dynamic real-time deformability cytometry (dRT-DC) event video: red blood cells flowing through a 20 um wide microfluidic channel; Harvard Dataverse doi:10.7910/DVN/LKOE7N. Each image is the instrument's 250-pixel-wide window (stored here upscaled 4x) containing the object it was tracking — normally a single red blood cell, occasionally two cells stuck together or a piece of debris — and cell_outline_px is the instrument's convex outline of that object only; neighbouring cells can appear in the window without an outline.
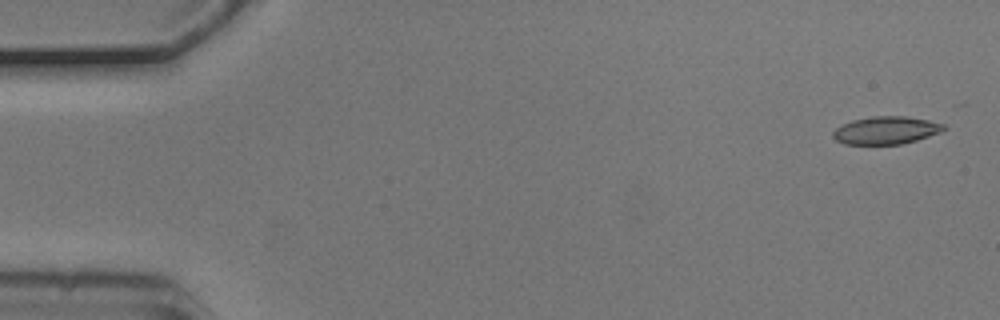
{"species": "common noctule bat (a hibernating species)", "species_latin": "Nyctalus noctula", "temperature_condition": "cold", "stored_images_in_passage": 4, "camera_frame_rate_fps": 3000, "um_per_image_px": 0.085, "animal": {"sex": "male", "body_mass_g": 20.5, "forearm_length_mm": 52.5}, "frame": {"image": 1, "passage_image": 1, "time_ms": 0.0, "image_size_px": [1000, 320], "cell_outline_px": [[948, 128], [940, 132], [916, 140], [900, 144], [844, 144], [836, 140], [832, 136], [832, 132], [836, 128], [852, 120], [872, 116], [904, 116], [928, 120], [944, 124]], "centroid_in_image_um": [75.31, 11.07], "position_along_channel_um": 9.7, "area_um2": 17.8}}